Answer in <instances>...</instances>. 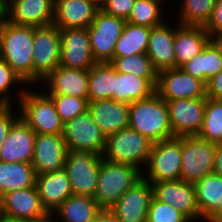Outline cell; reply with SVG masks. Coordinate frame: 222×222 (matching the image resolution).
Listing matches in <instances>:
<instances>
[{
    "instance_id": "12",
    "label": "cell",
    "mask_w": 222,
    "mask_h": 222,
    "mask_svg": "<svg viewBox=\"0 0 222 222\" xmlns=\"http://www.w3.org/2000/svg\"><path fill=\"white\" fill-rule=\"evenodd\" d=\"M156 93L166 102L181 98H207L206 84L180 67L158 72Z\"/></svg>"
},
{
    "instance_id": "2",
    "label": "cell",
    "mask_w": 222,
    "mask_h": 222,
    "mask_svg": "<svg viewBox=\"0 0 222 222\" xmlns=\"http://www.w3.org/2000/svg\"><path fill=\"white\" fill-rule=\"evenodd\" d=\"M129 127L153 143L174 137L166 101L156 92L129 105Z\"/></svg>"
},
{
    "instance_id": "10",
    "label": "cell",
    "mask_w": 222,
    "mask_h": 222,
    "mask_svg": "<svg viewBox=\"0 0 222 222\" xmlns=\"http://www.w3.org/2000/svg\"><path fill=\"white\" fill-rule=\"evenodd\" d=\"M126 20L105 13L99 9L95 19L88 27L90 46L97 63L110 62L113 59L117 43Z\"/></svg>"
},
{
    "instance_id": "38",
    "label": "cell",
    "mask_w": 222,
    "mask_h": 222,
    "mask_svg": "<svg viewBox=\"0 0 222 222\" xmlns=\"http://www.w3.org/2000/svg\"><path fill=\"white\" fill-rule=\"evenodd\" d=\"M19 85L23 87L20 88L18 87ZM25 86L27 84L13 71L11 66L6 61L0 59V101L5 105H14L13 102H17L16 104H18L26 89ZM16 87L19 88L15 92L19 97L18 101H14L13 95H10L12 89Z\"/></svg>"
},
{
    "instance_id": "4",
    "label": "cell",
    "mask_w": 222,
    "mask_h": 222,
    "mask_svg": "<svg viewBox=\"0 0 222 222\" xmlns=\"http://www.w3.org/2000/svg\"><path fill=\"white\" fill-rule=\"evenodd\" d=\"M39 89H25L18 103L20 117L36 134H63L64 123L52 99Z\"/></svg>"
},
{
    "instance_id": "11",
    "label": "cell",
    "mask_w": 222,
    "mask_h": 222,
    "mask_svg": "<svg viewBox=\"0 0 222 222\" xmlns=\"http://www.w3.org/2000/svg\"><path fill=\"white\" fill-rule=\"evenodd\" d=\"M63 137L68 150H90L103 155L106 147L107 137L89 110L64 124Z\"/></svg>"
},
{
    "instance_id": "46",
    "label": "cell",
    "mask_w": 222,
    "mask_h": 222,
    "mask_svg": "<svg viewBox=\"0 0 222 222\" xmlns=\"http://www.w3.org/2000/svg\"><path fill=\"white\" fill-rule=\"evenodd\" d=\"M214 173L222 176V144H216L215 147Z\"/></svg>"
},
{
    "instance_id": "42",
    "label": "cell",
    "mask_w": 222,
    "mask_h": 222,
    "mask_svg": "<svg viewBox=\"0 0 222 222\" xmlns=\"http://www.w3.org/2000/svg\"><path fill=\"white\" fill-rule=\"evenodd\" d=\"M16 108H18V105L15 107V112L13 111L14 106L12 105H5L0 110V146L5 141L6 137L8 136V133L12 127V125L20 118V112H16ZM13 111V112H12Z\"/></svg>"
},
{
    "instance_id": "14",
    "label": "cell",
    "mask_w": 222,
    "mask_h": 222,
    "mask_svg": "<svg viewBox=\"0 0 222 222\" xmlns=\"http://www.w3.org/2000/svg\"><path fill=\"white\" fill-rule=\"evenodd\" d=\"M166 104L174 137L198 135L203 125L206 98H181Z\"/></svg>"
},
{
    "instance_id": "17",
    "label": "cell",
    "mask_w": 222,
    "mask_h": 222,
    "mask_svg": "<svg viewBox=\"0 0 222 222\" xmlns=\"http://www.w3.org/2000/svg\"><path fill=\"white\" fill-rule=\"evenodd\" d=\"M67 152L63 134H37L31 161L36 174L64 169Z\"/></svg>"
},
{
    "instance_id": "53",
    "label": "cell",
    "mask_w": 222,
    "mask_h": 222,
    "mask_svg": "<svg viewBox=\"0 0 222 222\" xmlns=\"http://www.w3.org/2000/svg\"><path fill=\"white\" fill-rule=\"evenodd\" d=\"M2 216H3V212H2V200H1V197H0V219H1Z\"/></svg>"
},
{
    "instance_id": "37",
    "label": "cell",
    "mask_w": 222,
    "mask_h": 222,
    "mask_svg": "<svg viewBox=\"0 0 222 222\" xmlns=\"http://www.w3.org/2000/svg\"><path fill=\"white\" fill-rule=\"evenodd\" d=\"M198 136L222 144V100L206 98L203 125Z\"/></svg>"
},
{
    "instance_id": "22",
    "label": "cell",
    "mask_w": 222,
    "mask_h": 222,
    "mask_svg": "<svg viewBox=\"0 0 222 222\" xmlns=\"http://www.w3.org/2000/svg\"><path fill=\"white\" fill-rule=\"evenodd\" d=\"M174 34L175 25L168 20L151 28L146 54L157 72L175 68Z\"/></svg>"
},
{
    "instance_id": "41",
    "label": "cell",
    "mask_w": 222,
    "mask_h": 222,
    "mask_svg": "<svg viewBox=\"0 0 222 222\" xmlns=\"http://www.w3.org/2000/svg\"><path fill=\"white\" fill-rule=\"evenodd\" d=\"M134 2L135 0H106L100 9L107 14L127 20Z\"/></svg>"
},
{
    "instance_id": "16",
    "label": "cell",
    "mask_w": 222,
    "mask_h": 222,
    "mask_svg": "<svg viewBox=\"0 0 222 222\" xmlns=\"http://www.w3.org/2000/svg\"><path fill=\"white\" fill-rule=\"evenodd\" d=\"M54 0H11L3 16L17 25L42 27L53 24Z\"/></svg>"
},
{
    "instance_id": "19",
    "label": "cell",
    "mask_w": 222,
    "mask_h": 222,
    "mask_svg": "<svg viewBox=\"0 0 222 222\" xmlns=\"http://www.w3.org/2000/svg\"><path fill=\"white\" fill-rule=\"evenodd\" d=\"M36 135L20 117L0 146V161L31 163Z\"/></svg>"
},
{
    "instance_id": "28",
    "label": "cell",
    "mask_w": 222,
    "mask_h": 222,
    "mask_svg": "<svg viewBox=\"0 0 222 222\" xmlns=\"http://www.w3.org/2000/svg\"><path fill=\"white\" fill-rule=\"evenodd\" d=\"M156 92V87L146 78L135 74L120 73L114 68V93L112 100L132 104L146 99Z\"/></svg>"
},
{
    "instance_id": "50",
    "label": "cell",
    "mask_w": 222,
    "mask_h": 222,
    "mask_svg": "<svg viewBox=\"0 0 222 222\" xmlns=\"http://www.w3.org/2000/svg\"><path fill=\"white\" fill-rule=\"evenodd\" d=\"M211 222H222V210Z\"/></svg>"
},
{
    "instance_id": "5",
    "label": "cell",
    "mask_w": 222,
    "mask_h": 222,
    "mask_svg": "<svg viewBox=\"0 0 222 222\" xmlns=\"http://www.w3.org/2000/svg\"><path fill=\"white\" fill-rule=\"evenodd\" d=\"M153 142L130 127L107 136L103 159L145 169Z\"/></svg>"
},
{
    "instance_id": "39",
    "label": "cell",
    "mask_w": 222,
    "mask_h": 222,
    "mask_svg": "<svg viewBox=\"0 0 222 222\" xmlns=\"http://www.w3.org/2000/svg\"><path fill=\"white\" fill-rule=\"evenodd\" d=\"M47 95L52 99L56 111L64 124L88 110V98L60 94Z\"/></svg>"
},
{
    "instance_id": "8",
    "label": "cell",
    "mask_w": 222,
    "mask_h": 222,
    "mask_svg": "<svg viewBox=\"0 0 222 222\" xmlns=\"http://www.w3.org/2000/svg\"><path fill=\"white\" fill-rule=\"evenodd\" d=\"M33 86L41 85L56 67L60 65L61 37L60 29L54 24L34 27L33 42Z\"/></svg>"
},
{
    "instance_id": "3",
    "label": "cell",
    "mask_w": 222,
    "mask_h": 222,
    "mask_svg": "<svg viewBox=\"0 0 222 222\" xmlns=\"http://www.w3.org/2000/svg\"><path fill=\"white\" fill-rule=\"evenodd\" d=\"M143 178V172L128 164L102 158L93 198L102 209H110L120 197Z\"/></svg>"
},
{
    "instance_id": "13",
    "label": "cell",
    "mask_w": 222,
    "mask_h": 222,
    "mask_svg": "<svg viewBox=\"0 0 222 222\" xmlns=\"http://www.w3.org/2000/svg\"><path fill=\"white\" fill-rule=\"evenodd\" d=\"M153 197L161 203L171 205L183 213L191 222L201 221L194 184L179 180L150 182Z\"/></svg>"
},
{
    "instance_id": "35",
    "label": "cell",
    "mask_w": 222,
    "mask_h": 222,
    "mask_svg": "<svg viewBox=\"0 0 222 222\" xmlns=\"http://www.w3.org/2000/svg\"><path fill=\"white\" fill-rule=\"evenodd\" d=\"M110 64L117 72L135 74L138 77L146 78L155 87L157 86L158 72L154 69L146 53L113 57Z\"/></svg>"
},
{
    "instance_id": "55",
    "label": "cell",
    "mask_w": 222,
    "mask_h": 222,
    "mask_svg": "<svg viewBox=\"0 0 222 222\" xmlns=\"http://www.w3.org/2000/svg\"><path fill=\"white\" fill-rule=\"evenodd\" d=\"M5 106L3 102L0 101V110Z\"/></svg>"
},
{
    "instance_id": "24",
    "label": "cell",
    "mask_w": 222,
    "mask_h": 222,
    "mask_svg": "<svg viewBox=\"0 0 222 222\" xmlns=\"http://www.w3.org/2000/svg\"><path fill=\"white\" fill-rule=\"evenodd\" d=\"M94 122L107 136L129 127V104L112 99L89 102Z\"/></svg>"
},
{
    "instance_id": "18",
    "label": "cell",
    "mask_w": 222,
    "mask_h": 222,
    "mask_svg": "<svg viewBox=\"0 0 222 222\" xmlns=\"http://www.w3.org/2000/svg\"><path fill=\"white\" fill-rule=\"evenodd\" d=\"M153 198L152 184L142 178L110 208L122 222H146Z\"/></svg>"
},
{
    "instance_id": "25",
    "label": "cell",
    "mask_w": 222,
    "mask_h": 222,
    "mask_svg": "<svg viewBox=\"0 0 222 222\" xmlns=\"http://www.w3.org/2000/svg\"><path fill=\"white\" fill-rule=\"evenodd\" d=\"M211 40L204 26L175 24V67H181L200 53Z\"/></svg>"
},
{
    "instance_id": "45",
    "label": "cell",
    "mask_w": 222,
    "mask_h": 222,
    "mask_svg": "<svg viewBox=\"0 0 222 222\" xmlns=\"http://www.w3.org/2000/svg\"><path fill=\"white\" fill-rule=\"evenodd\" d=\"M93 222H122L111 209H102Z\"/></svg>"
},
{
    "instance_id": "36",
    "label": "cell",
    "mask_w": 222,
    "mask_h": 222,
    "mask_svg": "<svg viewBox=\"0 0 222 222\" xmlns=\"http://www.w3.org/2000/svg\"><path fill=\"white\" fill-rule=\"evenodd\" d=\"M176 21L182 25L205 26L216 0H180ZM179 16V17H178Z\"/></svg>"
},
{
    "instance_id": "7",
    "label": "cell",
    "mask_w": 222,
    "mask_h": 222,
    "mask_svg": "<svg viewBox=\"0 0 222 222\" xmlns=\"http://www.w3.org/2000/svg\"><path fill=\"white\" fill-rule=\"evenodd\" d=\"M181 161L182 136L155 142L143 170V178L148 182L179 180Z\"/></svg>"
},
{
    "instance_id": "40",
    "label": "cell",
    "mask_w": 222,
    "mask_h": 222,
    "mask_svg": "<svg viewBox=\"0 0 222 222\" xmlns=\"http://www.w3.org/2000/svg\"><path fill=\"white\" fill-rule=\"evenodd\" d=\"M146 222H191L183 213L172 207L161 203L154 197L151 200L147 212Z\"/></svg>"
},
{
    "instance_id": "44",
    "label": "cell",
    "mask_w": 222,
    "mask_h": 222,
    "mask_svg": "<svg viewBox=\"0 0 222 222\" xmlns=\"http://www.w3.org/2000/svg\"><path fill=\"white\" fill-rule=\"evenodd\" d=\"M207 98L222 100V70L206 84Z\"/></svg>"
},
{
    "instance_id": "20",
    "label": "cell",
    "mask_w": 222,
    "mask_h": 222,
    "mask_svg": "<svg viewBox=\"0 0 222 222\" xmlns=\"http://www.w3.org/2000/svg\"><path fill=\"white\" fill-rule=\"evenodd\" d=\"M46 94L88 98V70L58 66L41 82ZM48 87V88H47Z\"/></svg>"
},
{
    "instance_id": "48",
    "label": "cell",
    "mask_w": 222,
    "mask_h": 222,
    "mask_svg": "<svg viewBox=\"0 0 222 222\" xmlns=\"http://www.w3.org/2000/svg\"><path fill=\"white\" fill-rule=\"evenodd\" d=\"M211 40L219 48V50L222 52V31L214 34L211 37Z\"/></svg>"
},
{
    "instance_id": "21",
    "label": "cell",
    "mask_w": 222,
    "mask_h": 222,
    "mask_svg": "<svg viewBox=\"0 0 222 222\" xmlns=\"http://www.w3.org/2000/svg\"><path fill=\"white\" fill-rule=\"evenodd\" d=\"M99 9L91 0H54L53 24L59 29L88 28Z\"/></svg>"
},
{
    "instance_id": "49",
    "label": "cell",
    "mask_w": 222,
    "mask_h": 222,
    "mask_svg": "<svg viewBox=\"0 0 222 222\" xmlns=\"http://www.w3.org/2000/svg\"><path fill=\"white\" fill-rule=\"evenodd\" d=\"M0 222H25V220L10 218L3 215L0 219Z\"/></svg>"
},
{
    "instance_id": "54",
    "label": "cell",
    "mask_w": 222,
    "mask_h": 222,
    "mask_svg": "<svg viewBox=\"0 0 222 222\" xmlns=\"http://www.w3.org/2000/svg\"><path fill=\"white\" fill-rule=\"evenodd\" d=\"M3 18V7L0 5V20Z\"/></svg>"
},
{
    "instance_id": "1",
    "label": "cell",
    "mask_w": 222,
    "mask_h": 222,
    "mask_svg": "<svg viewBox=\"0 0 222 222\" xmlns=\"http://www.w3.org/2000/svg\"><path fill=\"white\" fill-rule=\"evenodd\" d=\"M33 42L34 27L14 24L3 16L0 29V59L11 66L28 88L33 85Z\"/></svg>"
},
{
    "instance_id": "34",
    "label": "cell",
    "mask_w": 222,
    "mask_h": 222,
    "mask_svg": "<svg viewBox=\"0 0 222 222\" xmlns=\"http://www.w3.org/2000/svg\"><path fill=\"white\" fill-rule=\"evenodd\" d=\"M165 3L164 0H135L126 22L150 28L158 26L167 18H164L165 11L163 9L165 7L163 6Z\"/></svg>"
},
{
    "instance_id": "31",
    "label": "cell",
    "mask_w": 222,
    "mask_h": 222,
    "mask_svg": "<svg viewBox=\"0 0 222 222\" xmlns=\"http://www.w3.org/2000/svg\"><path fill=\"white\" fill-rule=\"evenodd\" d=\"M32 163L0 161V197L11 191L36 186Z\"/></svg>"
},
{
    "instance_id": "52",
    "label": "cell",
    "mask_w": 222,
    "mask_h": 222,
    "mask_svg": "<svg viewBox=\"0 0 222 222\" xmlns=\"http://www.w3.org/2000/svg\"><path fill=\"white\" fill-rule=\"evenodd\" d=\"M11 0H0V5L4 8Z\"/></svg>"
},
{
    "instance_id": "23",
    "label": "cell",
    "mask_w": 222,
    "mask_h": 222,
    "mask_svg": "<svg viewBox=\"0 0 222 222\" xmlns=\"http://www.w3.org/2000/svg\"><path fill=\"white\" fill-rule=\"evenodd\" d=\"M1 200L3 215L10 218L30 220L47 213L41 204L37 186L5 193Z\"/></svg>"
},
{
    "instance_id": "6",
    "label": "cell",
    "mask_w": 222,
    "mask_h": 222,
    "mask_svg": "<svg viewBox=\"0 0 222 222\" xmlns=\"http://www.w3.org/2000/svg\"><path fill=\"white\" fill-rule=\"evenodd\" d=\"M216 143L198 135L182 136V161L179 179L196 184L214 172Z\"/></svg>"
},
{
    "instance_id": "33",
    "label": "cell",
    "mask_w": 222,
    "mask_h": 222,
    "mask_svg": "<svg viewBox=\"0 0 222 222\" xmlns=\"http://www.w3.org/2000/svg\"><path fill=\"white\" fill-rule=\"evenodd\" d=\"M114 93V67L110 62L96 63L88 70V101L111 99Z\"/></svg>"
},
{
    "instance_id": "29",
    "label": "cell",
    "mask_w": 222,
    "mask_h": 222,
    "mask_svg": "<svg viewBox=\"0 0 222 222\" xmlns=\"http://www.w3.org/2000/svg\"><path fill=\"white\" fill-rule=\"evenodd\" d=\"M102 210L91 196H69L54 212L57 222H93Z\"/></svg>"
},
{
    "instance_id": "27",
    "label": "cell",
    "mask_w": 222,
    "mask_h": 222,
    "mask_svg": "<svg viewBox=\"0 0 222 222\" xmlns=\"http://www.w3.org/2000/svg\"><path fill=\"white\" fill-rule=\"evenodd\" d=\"M201 220L211 222L222 210V176L211 173L195 184Z\"/></svg>"
},
{
    "instance_id": "32",
    "label": "cell",
    "mask_w": 222,
    "mask_h": 222,
    "mask_svg": "<svg viewBox=\"0 0 222 222\" xmlns=\"http://www.w3.org/2000/svg\"><path fill=\"white\" fill-rule=\"evenodd\" d=\"M151 28L126 22L115 44L113 57H123L146 53Z\"/></svg>"
},
{
    "instance_id": "47",
    "label": "cell",
    "mask_w": 222,
    "mask_h": 222,
    "mask_svg": "<svg viewBox=\"0 0 222 222\" xmlns=\"http://www.w3.org/2000/svg\"><path fill=\"white\" fill-rule=\"evenodd\" d=\"M25 222H57L53 213H46L44 216L37 219L25 220Z\"/></svg>"
},
{
    "instance_id": "51",
    "label": "cell",
    "mask_w": 222,
    "mask_h": 222,
    "mask_svg": "<svg viewBox=\"0 0 222 222\" xmlns=\"http://www.w3.org/2000/svg\"><path fill=\"white\" fill-rule=\"evenodd\" d=\"M91 1H93L100 8L106 2V0H91Z\"/></svg>"
},
{
    "instance_id": "30",
    "label": "cell",
    "mask_w": 222,
    "mask_h": 222,
    "mask_svg": "<svg viewBox=\"0 0 222 222\" xmlns=\"http://www.w3.org/2000/svg\"><path fill=\"white\" fill-rule=\"evenodd\" d=\"M180 68L207 84L222 70V52L210 40L200 53Z\"/></svg>"
},
{
    "instance_id": "15",
    "label": "cell",
    "mask_w": 222,
    "mask_h": 222,
    "mask_svg": "<svg viewBox=\"0 0 222 222\" xmlns=\"http://www.w3.org/2000/svg\"><path fill=\"white\" fill-rule=\"evenodd\" d=\"M60 37V66L89 70L97 63L91 51L88 28H63Z\"/></svg>"
},
{
    "instance_id": "9",
    "label": "cell",
    "mask_w": 222,
    "mask_h": 222,
    "mask_svg": "<svg viewBox=\"0 0 222 222\" xmlns=\"http://www.w3.org/2000/svg\"><path fill=\"white\" fill-rule=\"evenodd\" d=\"M102 158L90 150H68L64 170L73 194L93 197Z\"/></svg>"
},
{
    "instance_id": "26",
    "label": "cell",
    "mask_w": 222,
    "mask_h": 222,
    "mask_svg": "<svg viewBox=\"0 0 222 222\" xmlns=\"http://www.w3.org/2000/svg\"><path fill=\"white\" fill-rule=\"evenodd\" d=\"M40 201L47 213H53L69 196L72 189L64 169L36 176Z\"/></svg>"
},
{
    "instance_id": "43",
    "label": "cell",
    "mask_w": 222,
    "mask_h": 222,
    "mask_svg": "<svg viewBox=\"0 0 222 222\" xmlns=\"http://www.w3.org/2000/svg\"><path fill=\"white\" fill-rule=\"evenodd\" d=\"M204 29L210 37L222 31V0L215 1L211 17L205 24Z\"/></svg>"
}]
</instances>
